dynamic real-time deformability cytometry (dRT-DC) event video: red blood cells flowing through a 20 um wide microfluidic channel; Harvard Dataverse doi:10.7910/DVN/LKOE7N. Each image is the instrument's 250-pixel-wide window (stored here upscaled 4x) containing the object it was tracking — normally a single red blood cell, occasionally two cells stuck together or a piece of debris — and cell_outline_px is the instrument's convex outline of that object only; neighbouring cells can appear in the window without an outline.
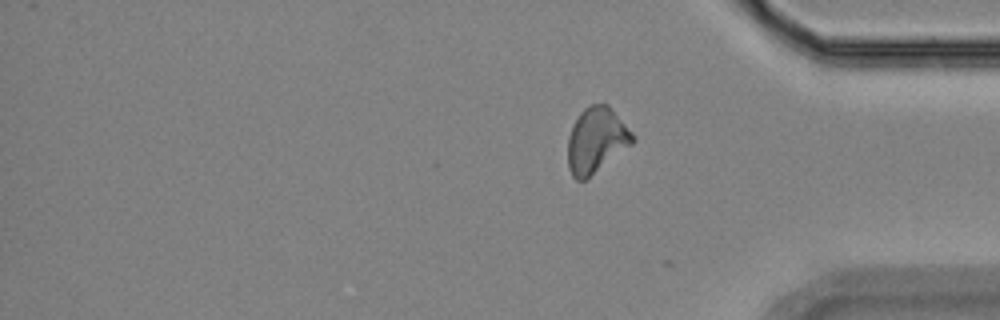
{"species": "Egyptian fruit bat (a non-hibernating species)", "species_latin": "Rousettus aegyptiacus", "temperature_condition": "room temperature", "stored_images_in_passage": 16, "segment_of_instrument_passage": [2, 2], "camera_frame_rate_fps": 3000, "um_per_image_px": 0.085, "animal": {"sex": "female"}, "frame": {"image": 1, "passage_image": 16, "time_ms": 19.333, "image_size_px": [1000, 320], "cell_outline_px": [[636, 140], [632, 144], [584, 180], [576, 180], [572, 176], [568, 168], [568, 136], [580, 112], [584, 108], [592, 104], [608, 104], [632, 132]], "centroid_in_image_um": [50.68, 11.91], "position_along_channel_um": 384.5, "area_um2": 24.33}}